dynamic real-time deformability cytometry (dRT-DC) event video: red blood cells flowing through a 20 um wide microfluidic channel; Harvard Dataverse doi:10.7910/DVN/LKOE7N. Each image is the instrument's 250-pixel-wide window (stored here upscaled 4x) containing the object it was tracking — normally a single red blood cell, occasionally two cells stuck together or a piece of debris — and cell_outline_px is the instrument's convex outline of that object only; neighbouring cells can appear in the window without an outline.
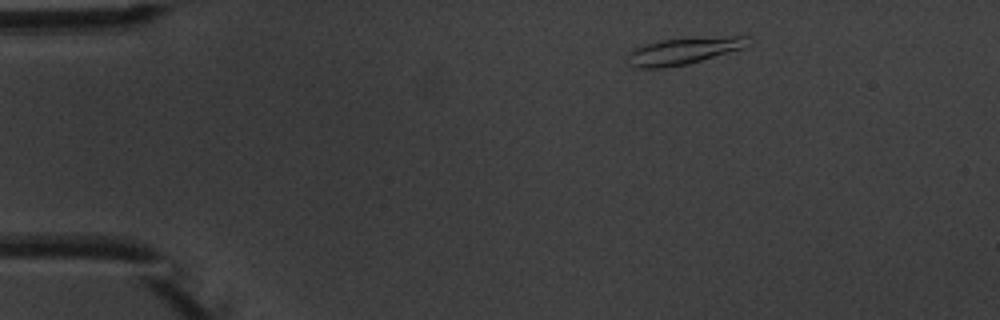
{"species": "common noctule bat (a hibernating species)", "species_latin": "Nyctalus noctula", "temperature_condition": "warm", "stored_images_in_passage": 3, "camera_frame_rate_fps": 3000, "um_per_image_px": 0.085, "animal": {"sex": "male", "body_mass_g": 20.1, "forearm_length_mm": 53.5}, "frame": {"image": 1, "passage_image": 1, "time_ms": 0.0, "image_size_px": [1000, 320], "cell_outline_px": [[752, 40], [744, 48], [688, 64], [664, 68], [636, 68], [628, 64], [628, 56], [636, 48], [644, 44], [664, 40], [728, 36], [752, 36]], "centroid_in_image_um": [58.16, 4.34], "position_along_channel_um": 26.8, "area_um2": 18.67}}